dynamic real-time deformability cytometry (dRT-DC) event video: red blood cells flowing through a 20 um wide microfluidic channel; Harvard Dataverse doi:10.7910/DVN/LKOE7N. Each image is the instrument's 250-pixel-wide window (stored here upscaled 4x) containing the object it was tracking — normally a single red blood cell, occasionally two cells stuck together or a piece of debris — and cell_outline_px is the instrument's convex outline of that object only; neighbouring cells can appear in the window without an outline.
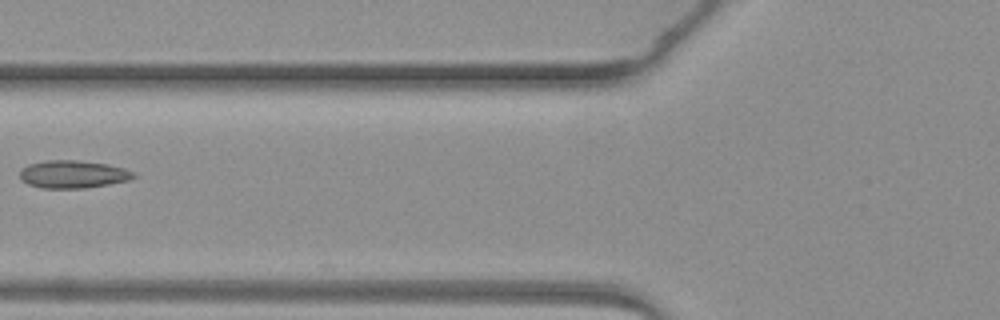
{"species": "common noctule bat (a hibernating species)", "species_latin": "Nyctalus noctula", "temperature_condition": "warm", "stored_images_in_passage": 5, "camera_frame_rate_fps": 3000, "um_per_image_px": 0.085, "animal": {"sex": "female", "body_mass_g": 19.3, "forearm_length_mm": 54.1}, "frame": {"image": 1, "passage_image": 5, "time_ms": 6.333, "image_size_px": [1000, 320], "cell_outline_px": [[136, 176], [128, 180], [108, 184], [84, 188], [40, 188], [28, 184], [20, 180], [20, 168], [28, 164], [44, 160], [76, 160], [108, 164], [124, 168], [132, 172]], "centroid_in_image_um": [6.14, 14.8], "position_along_channel_um": 119.7, "area_um2": 18.44}}